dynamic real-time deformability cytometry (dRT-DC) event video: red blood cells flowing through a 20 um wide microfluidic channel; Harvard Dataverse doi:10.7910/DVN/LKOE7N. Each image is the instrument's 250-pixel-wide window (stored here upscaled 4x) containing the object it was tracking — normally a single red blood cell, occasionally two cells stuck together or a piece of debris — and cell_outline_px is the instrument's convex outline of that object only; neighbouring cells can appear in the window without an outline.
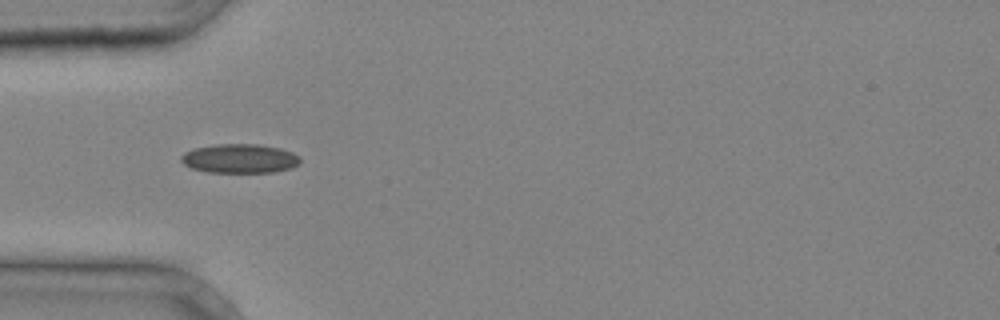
{"species": "common noctule bat (a hibernating species)", "species_latin": "Nyctalus noctula", "temperature_condition": "cold", "stored_images_in_passage": 1, "camera_frame_rate_fps": 3000, "um_per_image_px": 0.085, "animal": {"sex": "male", "body_mass_g": 20.4}, "frame": {"image": 1, "passage_image": 1, "time_ms": 0.0, "image_size_px": [1000, 320], "cell_outline_px": [[300, 164], [292, 168], [272, 172], [208, 172], [192, 168], [184, 164], [180, 160], [180, 156], [184, 152], [196, 148], [216, 144], [256, 144], [280, 148], [292, 152], [300, 156]], "centroid_in_image_um": [20.39, 13.47], "position_along_channel_um": 64.6, "area_um2": 20.23}}